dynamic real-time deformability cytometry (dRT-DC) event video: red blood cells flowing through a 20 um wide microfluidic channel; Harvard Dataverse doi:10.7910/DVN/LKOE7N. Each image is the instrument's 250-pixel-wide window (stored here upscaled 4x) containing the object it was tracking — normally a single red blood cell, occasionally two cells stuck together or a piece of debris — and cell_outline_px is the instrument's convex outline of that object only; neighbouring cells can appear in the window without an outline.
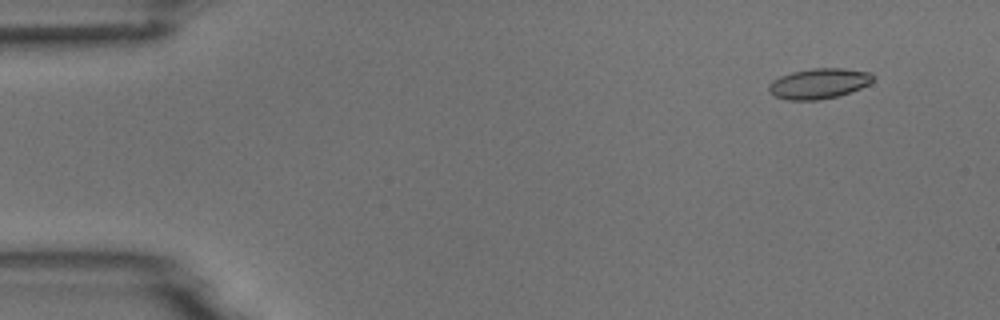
{"species": "common noctule bat (a hibernating species)", "species_latin": "Nyctalus noctula", "temperature_condition": "room temperature", "stored_images_in_passage": 6, "camera_frame_rate_fps": 3000, "um_per_image_px": 0.085, "animal": {"sex": "male", "body_mass_g": 18.8}, "frame": {"image": 1, "passage_image": 2, "time_ms": 0.333, "image_size_px": [1000, 320], "cell_outline_px": [[876, 76], [868, 84], [860, 88], [836, 96], [816, 100], [788, 100], [776, 96], [768, 92], [768, 84], [772, 80], [780, 76], [792, 72], [812, 68], [844, 68], [872, 72]], "centroid_in_image_um": [69.59, 7.08], "position_along_channel_um": 15.4, "area_um2": 18.44}}
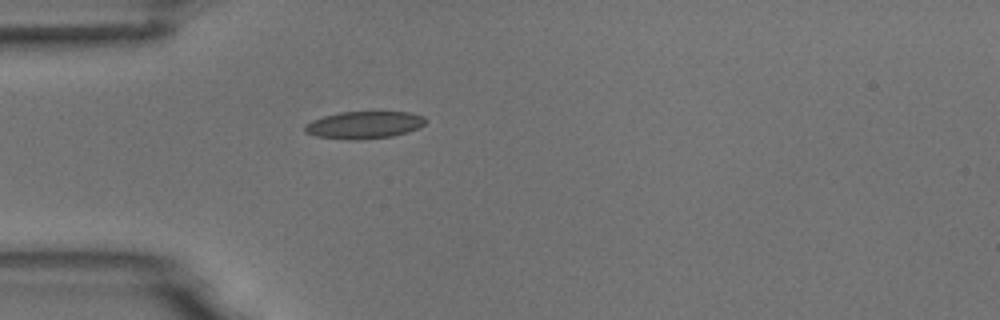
{"frame": {"image": 2, "passage_image": 5, "time_ms": 1.333, "image_size_px": [1000, 320], "cell_outline_px": [[428, 120], [420, 128], [408, 132], [392, 136], [364, 140], [348, 140], [316, 136], [304, 132], [304, 124], [312, 120], [324, 116], [340, 112], [408, 112], [424, 116]], "centroid_in_image_um": [30.96, 10.63], "position_along_channel_um": 54.0, "area_um2": 19.48}}